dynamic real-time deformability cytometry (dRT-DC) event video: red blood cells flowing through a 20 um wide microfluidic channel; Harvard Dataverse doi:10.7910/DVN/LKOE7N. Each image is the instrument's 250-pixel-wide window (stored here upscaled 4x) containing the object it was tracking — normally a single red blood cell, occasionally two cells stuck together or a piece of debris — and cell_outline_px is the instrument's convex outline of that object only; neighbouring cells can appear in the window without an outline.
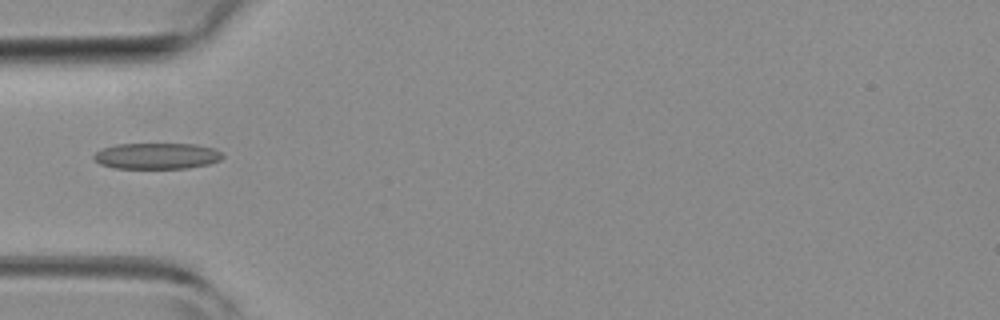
{"species": "common noctule bat (a hibernating species)", "species_latin": "Nyctalus noctula", "temperature_condition": "room temperature", "stored_images_in_passage": 27, "camera_frame_rate_fps": 3000, "um_per_image_px": 0.085, "animal": {"sex": "female", "body_mass_g": 19.3, "forearm_length_mm": 54.1}, "frame": {"image": 1, "passage_image": 1, "time_ms": 0.0, "image_size_px": [1000, 320], "cell_outline_px": [[224, 156], [220, 160], [208, 164], [188, 168], [112, 168], [100, 164], [92, 156], [96, 152], [104, 148], [116, 144], [196, 144], [212, 148], [220, 152]], "centroid_in_image_um": [13.32, 13.26], "position_along_channel_um": 71.7, "area_um2": 19.48}}
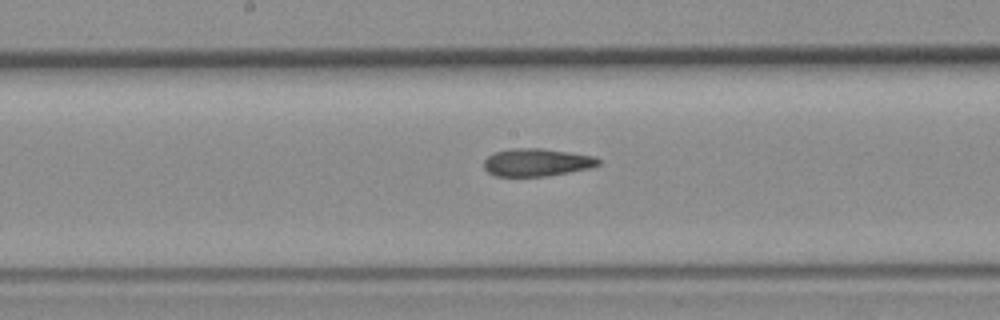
{"frame": {"image": 2, "passage_image": 10, "time_ms": 3.0, "image_size_px": [1000, 320], "cell_outline_px": [[600, 164], [592, 168], [544, 176], [496, 176], [488, 172], [484, 168], [484, 160], [492, 152], [512, 148], [540, 148], [596, 156], [600, 160]], "centroid_in_image_um": [45.62, 13.79], "position_along_channel_um": 202.6, "area_um2": 18.55}}
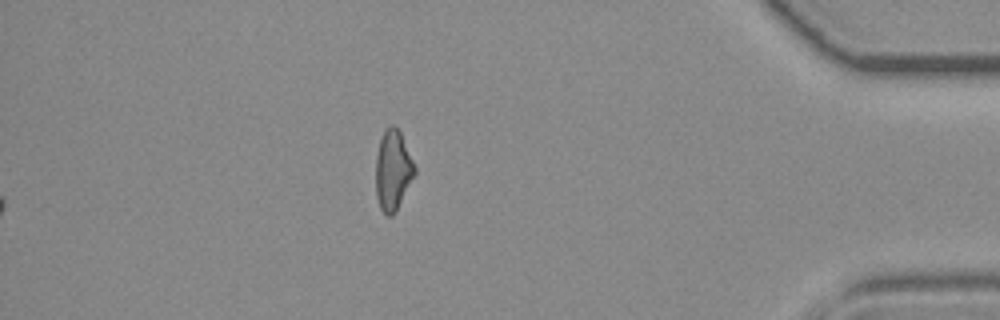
{"frame": {"image": 3, "passage_image": 27, "time_ms": 8.667, "image_size_px": [1000, 320], "cell_outline_px": [[416, 172], [396, 212], [392, 216], [388, 216], [380, 208], [376, 196], [376, 156], [380, 140], [384, 128], [388, 124], [392, 124], [400, 132], [416, 168]], "centroid_in_image_um": [33.39, 14.47], "position_along_channel_um": 401.8, "area_um2": 18.15}}